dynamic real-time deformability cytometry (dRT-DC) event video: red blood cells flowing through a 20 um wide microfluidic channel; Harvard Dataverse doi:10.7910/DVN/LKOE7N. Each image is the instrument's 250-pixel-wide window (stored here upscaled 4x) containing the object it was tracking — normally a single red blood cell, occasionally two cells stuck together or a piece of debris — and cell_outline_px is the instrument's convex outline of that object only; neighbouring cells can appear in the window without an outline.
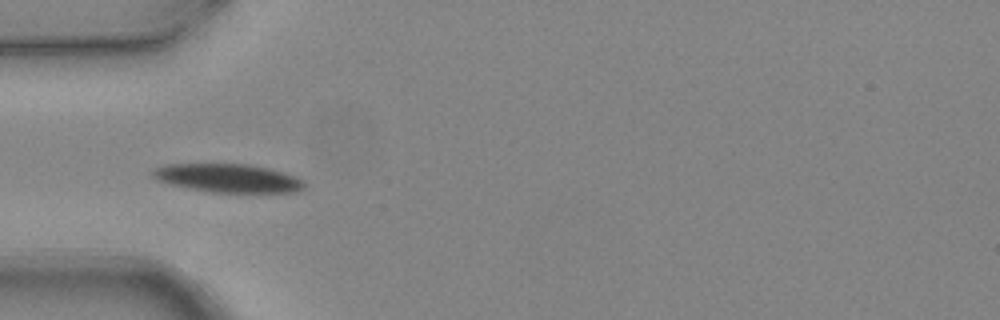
{"species": "common noctule bat (a hibernating species)", "species_latin": "Nyctalus noctula", "temperature_condition": "warm", "stored_images_in_passage": 4, "camera_frame_rate_fps": 3000, "um_per_image_px": 0.085, "animal": {"sex": "female", "body_mass_g": 24.6, "forearm_length_mm": 56.2}, "frame": {"image": 1, "passage_image": 2, "time_ms": 0.333, "image_size_px": [1000, 320], "cell_outline_px": [[308, 184], [304, 188], [296, 192], [212, 192], [188, 188], [168, 184], [156, 180], [152, 176], [152, 168], [164, 164], [248, 164], [268, 168], [296, 176], [304, 180]], "centroid_in_image_um": [19.37, 15.14], "position_along_channel_um": 65.6, "area_um2": 25.37}}
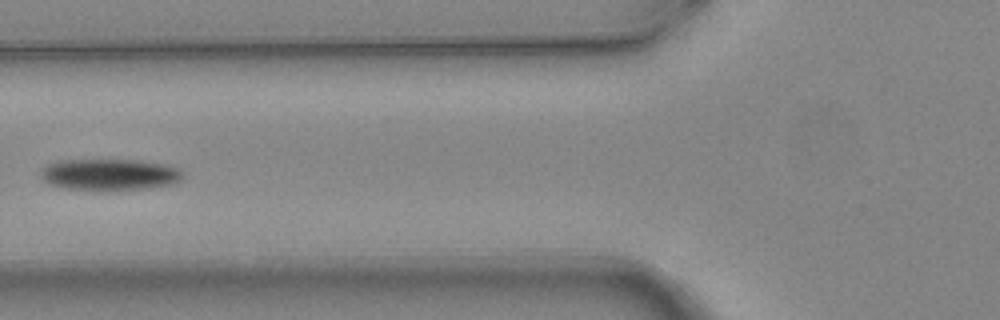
{"frame": {"image": 2, "passage_image": 3, "time_ms": 0.667, "image_size_px": [1000, 320], "cell_outline_px": [[184, 176], [180, 180], [172, 184], [148, 188], [104, 192], [64, 188], [48, 184], [40, 176], [40, 168], [56, 160], [136, 160], [164, 164], [180, 168], [184, 172]], "centroid_in_image_um": [9.29, 14.86], "position_along_channel_um": 116.5, "area_um2": 26.82}}
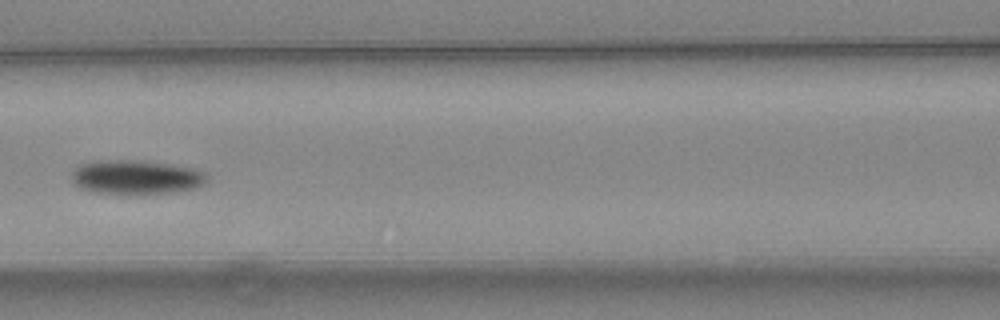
{"frame": {"image": 3, "passage_image": 4, "time_ms": 1.0, "image_size_px": [1000, 320], "cell_outline_px": [[208, 180], [204, 184], [196, 188], [172, 192], [96, 192], [80, 188], [72, 180], [72, 172], [80, 164], [92, 160], [144, 160], [196, 168], [204, 172], [208, 176]], "centroid_in_image_um": [11.6, 15.01], "position_along_channel_um": 155.0, "area_um2": 26.65}}